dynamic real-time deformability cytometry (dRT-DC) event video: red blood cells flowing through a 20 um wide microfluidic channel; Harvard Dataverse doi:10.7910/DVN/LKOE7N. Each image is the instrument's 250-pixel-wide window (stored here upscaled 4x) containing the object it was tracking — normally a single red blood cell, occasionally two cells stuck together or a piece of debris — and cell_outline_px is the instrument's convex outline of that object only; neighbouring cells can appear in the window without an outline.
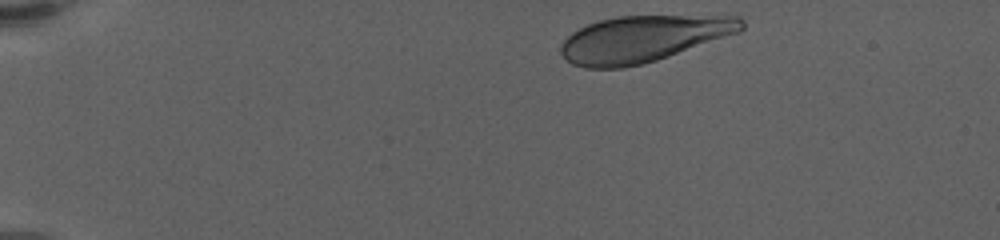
{"species": "human", "species_latin": "Homo sapiens", "temperature_condition": "warm", "stored_images_in_passage": 43, "camera_frame_rate_fps": 3000, "um_per_image_px": 0.085, "donor": {"sex": "female"}, "frame": {"image": 1, "passage_image": 1, "time_ms": 0.0, "image_size_px": [1000, 240], "cell_outline_px": [[744, 28], [740, 32], [644, 64], [624, 68], [584, 68], [572, 64], [560, 52], [560, 44], [572, 32], [588, 24], [600, 20], [620, 16], [740, 16], [744, 20]], "centroid_in_image_um": [54.66, 3.3], "position_along_channel_um": 30.3, "area_um2": 48.67}}
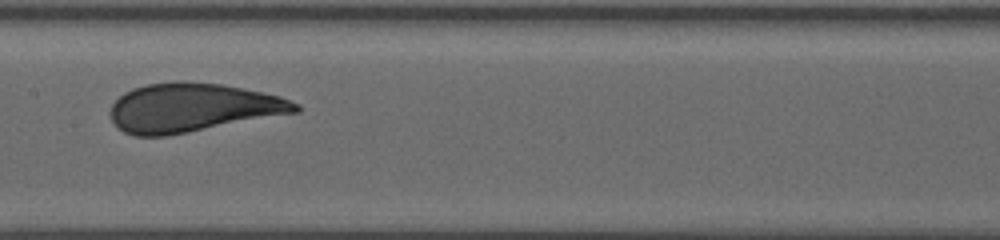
{"frame": {"image": 2, "passage_image": 23, "time_ms": 7.333, "image_size_px": [1000, 240], "cell_outline_px": [[300, 112], [188, 132], [164, 136], [136, 136], [124, 132], [116, 128], [112, 120], [112, 104], [124, 92], [132, 88], [148, 84], [176, 80], [184, 80], [224, 84], [264, 92], [280, 96], [300, 104]], "centroid_in_image_um": [16.39, 9.13], "position_along_channel_um": 191.0, "area_um2": 52.89}}
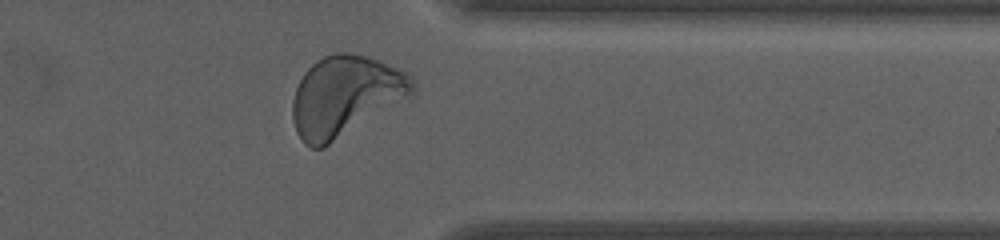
{"frame": {"image": 3, "passage_image": 40, "time_ms": 13.0, "image_size_px": [1000, 240], "cell_outline_px": [[416, 96], [324, 148], [312, 148], [304, 144], [300, 140], [296, 132], [292, 120], [292, 100], [296, 88], [304, 72], [316, 60], [324, 56], [336, 52], [348, 52], [380, 60], [408, 72], [416, 80]], "centroid_in_image_um": [29.43, 8.18], "position_along_channel_um": 382.0, "area_um2": 57.74}}